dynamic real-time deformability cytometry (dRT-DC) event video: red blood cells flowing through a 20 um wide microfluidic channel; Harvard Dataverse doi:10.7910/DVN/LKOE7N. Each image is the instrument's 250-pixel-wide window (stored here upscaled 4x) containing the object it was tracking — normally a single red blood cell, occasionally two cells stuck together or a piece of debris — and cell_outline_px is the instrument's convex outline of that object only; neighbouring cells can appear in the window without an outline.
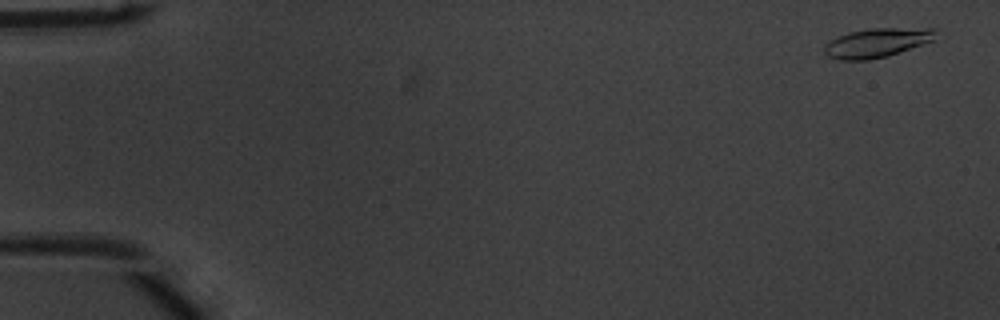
{"species": "common noctule bat (a hibernating species)", "species_latin": "Nyctalus noctula", "temperature_condition": "warm", "stored_images_in_passage": 54, "camera_frame_rate_fps": 3000, "um_per_image_px": 0.085, "animal": {"sex": "male", "body_mass_g": 20.1, "forearm_length_mm": 53.5}, "frame": {"image": 1, "passage_image": 3, "time_ms": 0.667, "image_size_px": [1000, 320], "cell_outline_px": [[936, 40], [888, 56], [868, 60], [840, 60], [828, 56], [824, 52], [824, 44], [828, 40], [836, 36], [848, 32], [872, 28], [936, 28]], "centroid_in_image_um": [74.54, 3.63], "position_along_channel_um": 10.5, "area_um2": 19.25}}
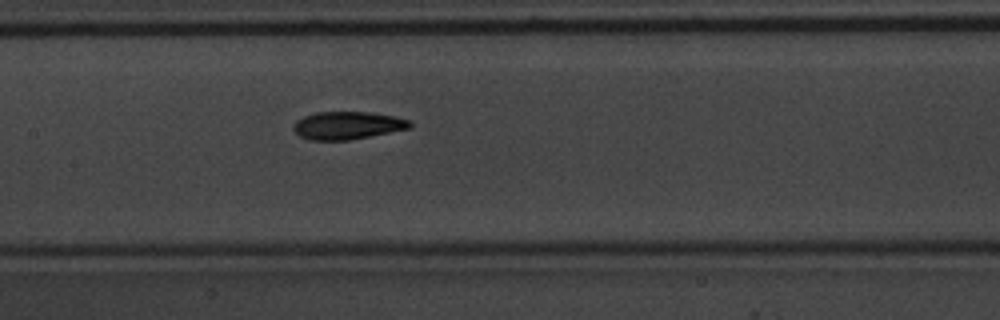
{"frame": {"image": 2, "passage_image": 27, "time_ms": 8.667, "image_size_px": [1000, 320], "cell_outline_px": [[412, 128], [348, 140], [308, 140], [300, 136], [292, 128], [292, 124], [296, 120], [304, 116], [316, 112], [368, 112], [392, 116], [408, 120], [412, 124]], "centroid_in_image_um": [29.49, 10.66], "position_along_channel_um": 177.9, "area_um2": 18.79}}
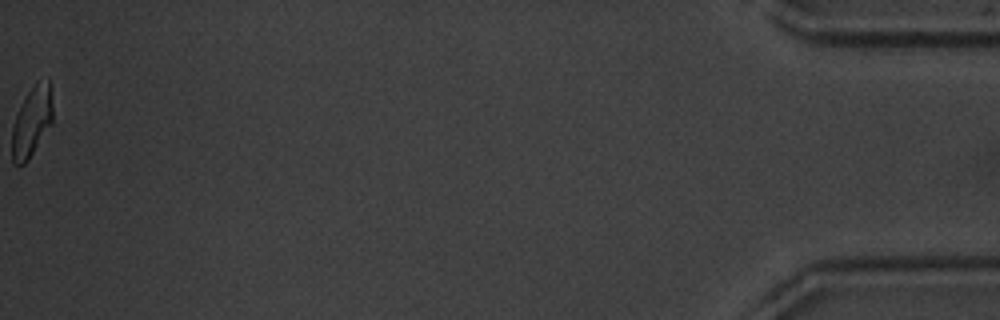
{"frame": {"image": 3, "passage_image": 54, "time_ms": 17.667, "image_size_px": [1000, 320], "cell_outline_px": [[52, 124], [28, 160], [24, 164], [12, 164], [12, 128], [16, 116], [28, 92], [36, 80], [48, 76], [52, 104]], "centroid_in_image_um": [2.72, 10.32], "position_along_channel_um": 432.5, "area_um2": 16.65}, "authors_computed_cell_mechanics": {"area_um2": 18.6116, "velocity_mm_per_s": 3.8866, "shape_relaxation_time_tau1_ms": 3.5181, "shape_relaxation_time_tau2_ms": 1.394, "deformation_change_tau1": 0.1536, "deformation_change_tau2": 0.0665}}